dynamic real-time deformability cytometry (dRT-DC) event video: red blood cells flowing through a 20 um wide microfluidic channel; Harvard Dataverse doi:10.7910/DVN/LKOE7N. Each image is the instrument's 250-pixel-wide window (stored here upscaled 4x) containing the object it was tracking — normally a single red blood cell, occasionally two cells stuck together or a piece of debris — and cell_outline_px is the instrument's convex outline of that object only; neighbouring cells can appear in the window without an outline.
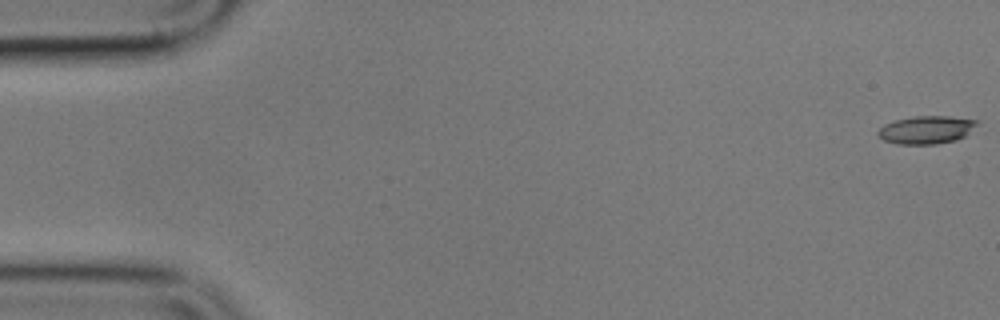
{"species": "common noctule bat (a hibernating species)", "species_latin": "Nyctalus noctula", "temperature_condition": "cold", "stored_images_in_passage": 25, "camera_frame_rate_fps": 3000, "um_per_image_px": 0.085, "animal": {"sex": "male", "body_mass_g": 17.9}, "frame": {"image": 1, "passage_image": 1, "time_ms": 0.0, "image_size_px": [1000, 320], "cell_outline_px": [[976, 124], [964, 136], [956, 140], [936, 144], [896, 144], [884, 140], [876, 132], [884, 124], [896, 120], [916, 116], [948, 116], [976, 120]], "centroid_in_image_um": [78.69, 11.04], "position_along_channel_um": 6.3, "area_um2": 15.84}}
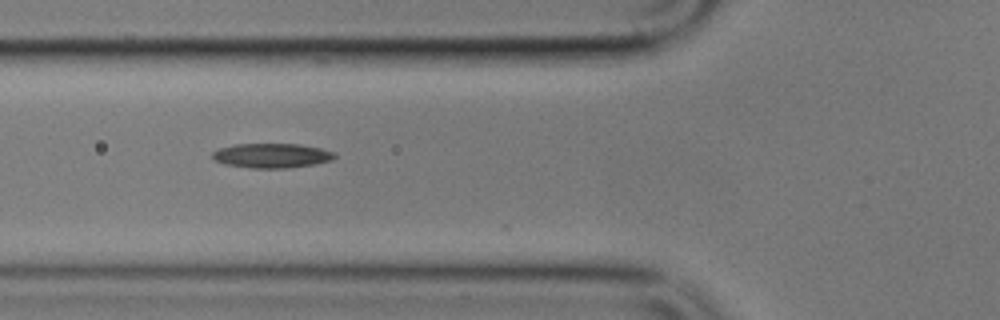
{"frame": {"image": 2, "passage_image": 21, "time_ms": 6.667, "image_size_px": [1000, 320], "cell_outline_px": [[336, 156], [332, 160], [316, 164], [288, 168], [252, 168], [224, 164], [216, 160], [212, 156], [212, 152], [220, 148], [236, 144], [300, 144], [320, 148], [336, 152]], "centroid_in_image_um": [23.14, 13.23], "position_along_channel_um": 102.7, "area_um2": 17.51}}
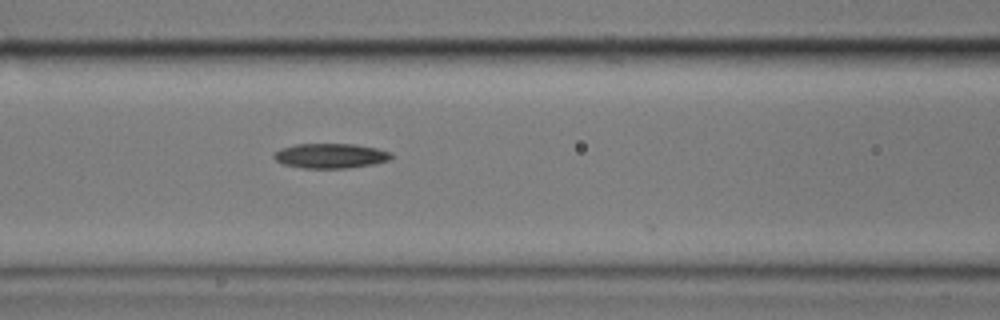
{"frame": {"image": 3, "passage_image": 24, "time_ms": 7.667, "image_size_px": [1000, 320], "cell_outline_px": [[392, 156], [388, 160], [376, 164], [348, 168], [304, 168], [284, 164], [276, 160], [272, 156], [280, 148], [296, 144], [356, 144], [376, 148], [392, 152]], "centroid_in_image_um": [28.12, 13.24], "position_along_channel_um": 138.5, "area_um2": 16.99}}